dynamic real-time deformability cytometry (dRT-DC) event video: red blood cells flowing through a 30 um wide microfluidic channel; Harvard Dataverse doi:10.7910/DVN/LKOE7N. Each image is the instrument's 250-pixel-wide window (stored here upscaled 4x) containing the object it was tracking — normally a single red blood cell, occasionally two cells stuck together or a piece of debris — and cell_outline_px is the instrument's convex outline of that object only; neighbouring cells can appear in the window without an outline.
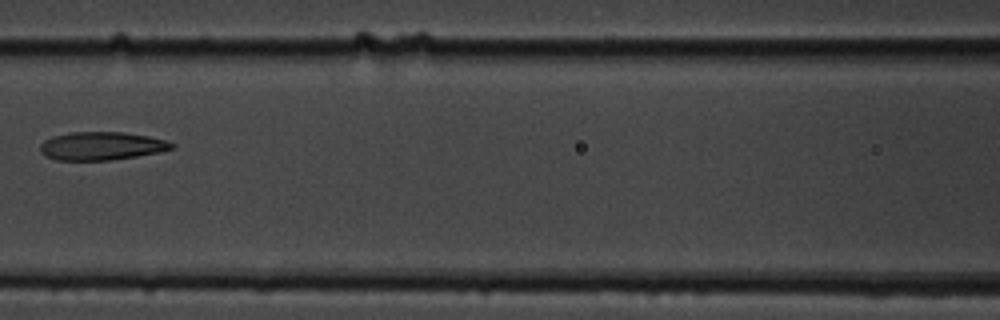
{"species": "common noctule bat (a hibernating species)", "species_latin": "Nyctalus noctula", "temperature_condition": "cold", "stored_images_in_passage": 6, "camera_frame_rate_fps": 3000, "um_per_image_px": 0.085, "animal": {"sex": "male", "body_mass_g": 19.5, "forearm_length_mm": 54.6}, "frame": {"image": 1, "passage_image": 3, "time_ms": 2.333, "image_size_px": [1000, 320], "cell_outline_px": [[176, 144], [172, 148], [156, 152], [136, 156], [112, 160], [56, 160], [40, 152], [40, 144], [44, 140], [52, 136], [68, 132], [124, 132], [148, 136], [164, 140]], "centroid_in_image_um": [8.58, 12.4], "position_along_channel_um": 158.0, "area_um2": 21.5}}
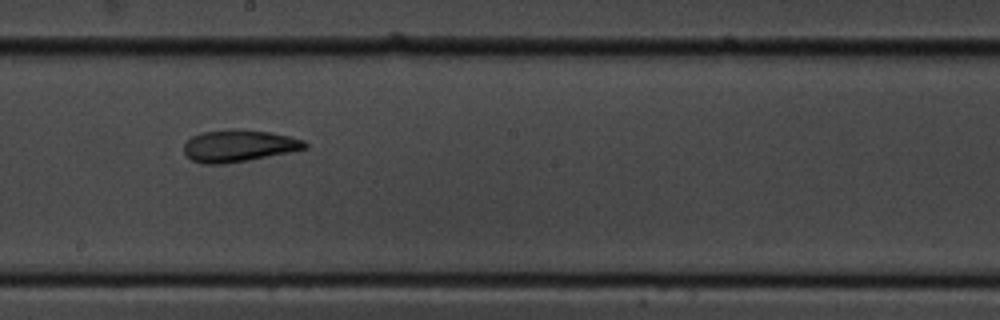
{"frame": {"image": 2, "passage_image": 5, "time_ms": 4.333, "image_size_px": [1000, 320], "cell_outline_px": [[308, 148], [248, 160], [224, 164], [200, 164], [192, 160], [184, 152], [184, 144], [192, 136], [200, 132], [240, 128], [268, 132], [288, 136], [304, 140], [308, 144]], "centroid_in_image_um": [20.27, 12.39], "position_along_channel_um": 227.9, "area_um2": 22.54}}
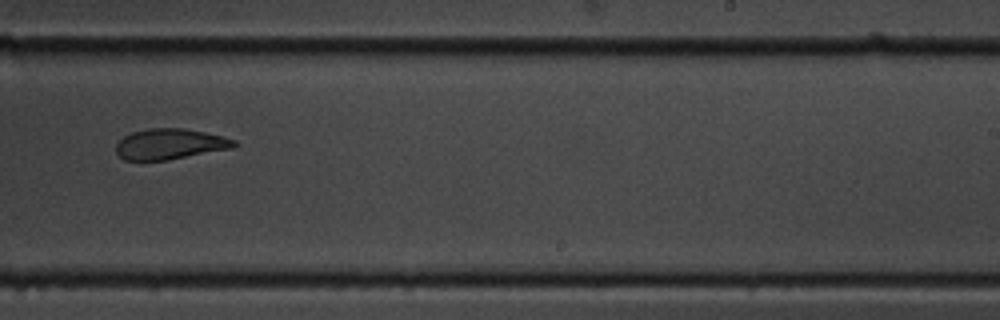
{"frame": {"image": 3, "passage_image": 6, "time_ms": 5.667, "image_size_px": [1000, 320], "cell_outline_px": [[236, 144], [232, 148], [168, 160], [124, 160], [116, 152], [116, 144], [124, 136], [132, 132], [148, 128], [184, 128], [224, 136], [236, 140]], "centroid_in_image_um": [14.44, 12.24], "position_along_channel_um": 274.6, "area_um2": 21.04}}